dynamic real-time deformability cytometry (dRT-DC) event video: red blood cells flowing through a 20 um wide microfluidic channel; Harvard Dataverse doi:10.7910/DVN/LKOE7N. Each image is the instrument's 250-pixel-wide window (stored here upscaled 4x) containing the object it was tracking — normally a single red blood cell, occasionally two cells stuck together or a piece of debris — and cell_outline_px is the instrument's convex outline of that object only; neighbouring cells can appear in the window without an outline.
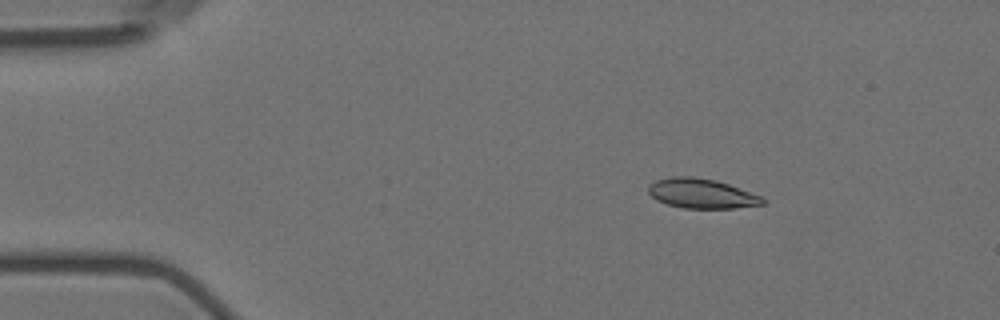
{"species": "Egyptian fruit bat (a non-hibernating species)", "species_latin": "Rousettus aegyptiacus", "temperature_condition": "room temperature", "stored_images_in_passage": 5, "camera_frame_rate_fps": 3000, "um_per_image_px": 0.085, "animal": {"sex": "female"}, "frame": {"image": 1, "passage_image": 2, "time_ms": 1.333, "image_size_px": [1000, 320], "cell_outline_px": [[764, 204], [736, 208], [684, 208], [668, 204], [656, 200], [648, 192], [648, 184], [656, 180], [672, 176], [692, 176], [716, 180], [728, 184], [760, 196], [764, 200]], "centroid_in_image_um": [59.59, 16.44], "position_along_channel_um": 25.4, "area_um2": 19.65}}
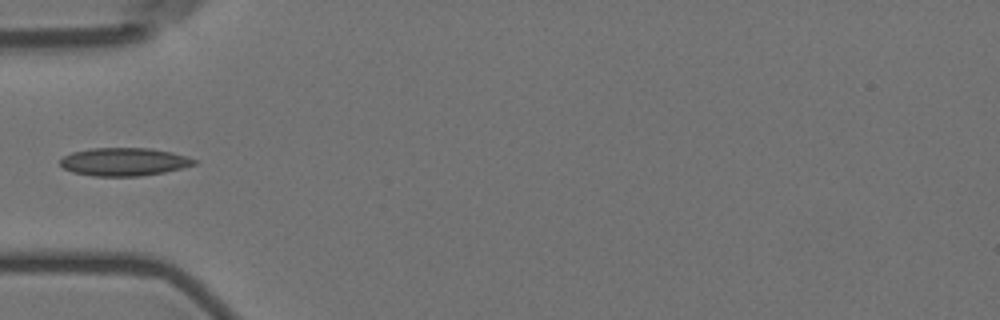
{"frame": {"image": 2, "passage_image": 5, "time_ms": 4.667, "image_size_px": [1000, 320], "cell_outline_px": [[196, 164], [164, 172], [140, 176], [92, 176], [72, 172], [64, 168], [60, 164], [60, 160], [64, 156], [72, 152], [92, 148], [152, 148], [172, 152], [196, 160]], "centroid_in_image_um": [10.52, 13.75], "position_along_channel_um": 74.5, "area_um2": 21.79}}